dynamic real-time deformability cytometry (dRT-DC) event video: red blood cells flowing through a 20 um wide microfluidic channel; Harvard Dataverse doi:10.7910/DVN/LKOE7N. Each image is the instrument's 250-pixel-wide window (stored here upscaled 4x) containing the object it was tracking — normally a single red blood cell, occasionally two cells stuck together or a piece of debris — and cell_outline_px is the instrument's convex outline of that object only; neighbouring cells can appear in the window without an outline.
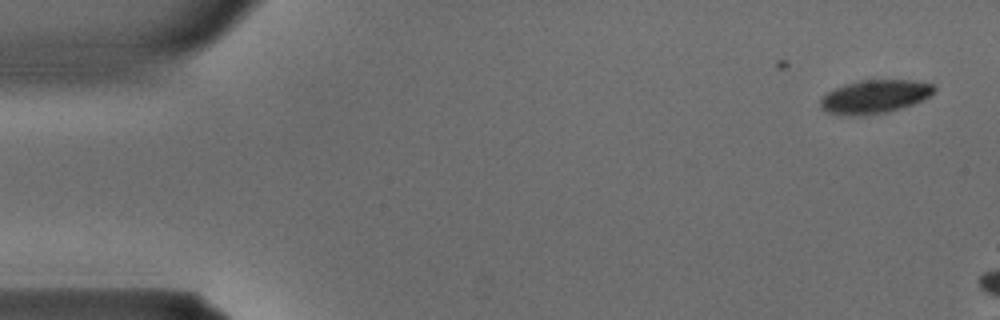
{"species": "common noctule bat (a hibernating species)", "species_latin": "Nyctalus noctula", "temperature_condition": "warm", "stored_images_in_passage": 12, "camera_frame_rate_fps": 3000, "um_per_image_px": 0.085, "animal": {"sex": "male", "body_mass_g": 15.6}, "frame": {"image": 1, "passage_image": 1, "time_ms": 0.0, "image_size_px": [1000, 320], "cell_outline_px": [[936, 88], [924, 100], [888, 112], [864, 116], [848, 116], [824, 112], [820, 108], [820, 100], [828, 92], [844, 84], [860, 80], [912, 80], [932, 84]], "centroid_in_image_um": [74.31, 8.23], "position_along_channel_um": 10.7, "area_um2": 22.25}}
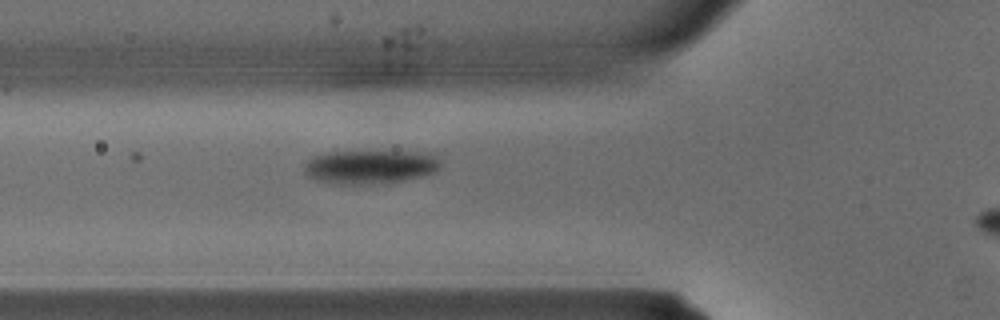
{"frame": {"image": 2, "passage_image": 12, "time_ms": 3.667, "image_size_px": [1000, 320], "cell_outline_px": [[440, 168], [436, 172], [424, 176], [388, 184], [332, 184], [316, 180], [308, 176], [304, 172], [304, 164], [312, 156], [324, 152], [428, 152], [436, 156], [440, 160]], "centroid_in_image_um": [31.48, 14.2], "position_along_channel_um": 94.3, "area_um2": 27.34}}